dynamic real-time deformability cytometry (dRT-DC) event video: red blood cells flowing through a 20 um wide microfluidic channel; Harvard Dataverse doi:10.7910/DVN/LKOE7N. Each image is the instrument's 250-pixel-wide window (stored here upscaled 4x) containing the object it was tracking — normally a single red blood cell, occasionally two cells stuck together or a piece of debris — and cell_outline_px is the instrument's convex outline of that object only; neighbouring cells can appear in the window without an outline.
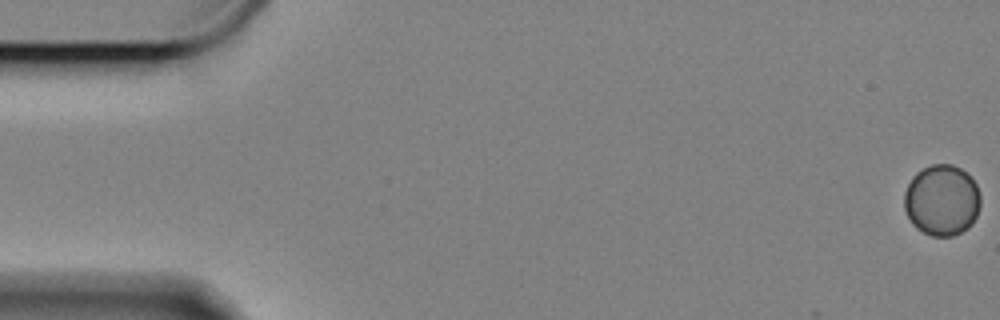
{"species": "Egyptian fruit bat (a non-hibernating species)", "species_latin": "Rousettus aegyptiacus", "temperature_condition": "cold", "stored_images_in_passage": 6, "camera_frame_rate_fps": 3000, "um_per_image_px": 0.085, "animal": {"sex": "female"}, "frame": {"image": 1, "passage_image": 1, "time_ms": 0.0, "image_size_px": [1000, 320], "cell_outline_px": [[980, 204], [976, 216], [972, 224], [968, 228], [952, 236], [932, 236], [916, 228], [912, 224], [904, 208], [904, 192], [912, 176], [916, 172], [932, 164], [952, 164], [960, 168], [976, 184], [980, 196]], "centroid_in_image_um": [80.04, 17.02], "position_along_channel_um": 5.0, "area_um2": 31.5}}